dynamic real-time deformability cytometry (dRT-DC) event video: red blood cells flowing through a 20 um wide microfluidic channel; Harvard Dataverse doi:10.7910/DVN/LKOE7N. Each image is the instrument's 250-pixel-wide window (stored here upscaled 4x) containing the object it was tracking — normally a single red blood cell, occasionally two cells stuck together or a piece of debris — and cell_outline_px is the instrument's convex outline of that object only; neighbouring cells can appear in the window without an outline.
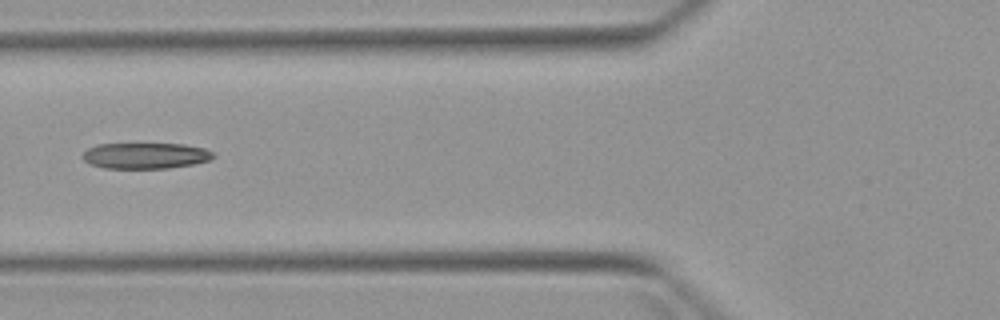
{"species": "Egyptian fruit bat (a non-hibernating species)", "species_latin": "Rousettus aegyptiacus", "temperature_condition": "warm", "stored_images_in_passage": 5, "camera_frame_rate_fps": 3000, "um_per_image_px": 0.085, "animal": {"sex": "female"}, "frame": {"image": 1, "passage_image": 5, "time_ms": 4.667, "image_size_px": [1000, 320], "cell_outline_px": [[216, 156], [208, 160], [192, 164], [168, 168], [104, 168], [88, 164], [84, 160], [84, 152], [88, 148], [96, 144], [184, 144], [204, 148], [212, 152]], "centroid_in_image_um": [12.35, 13.23], "position_along_channel_um": 113.5, "area_um2": 19.65}}